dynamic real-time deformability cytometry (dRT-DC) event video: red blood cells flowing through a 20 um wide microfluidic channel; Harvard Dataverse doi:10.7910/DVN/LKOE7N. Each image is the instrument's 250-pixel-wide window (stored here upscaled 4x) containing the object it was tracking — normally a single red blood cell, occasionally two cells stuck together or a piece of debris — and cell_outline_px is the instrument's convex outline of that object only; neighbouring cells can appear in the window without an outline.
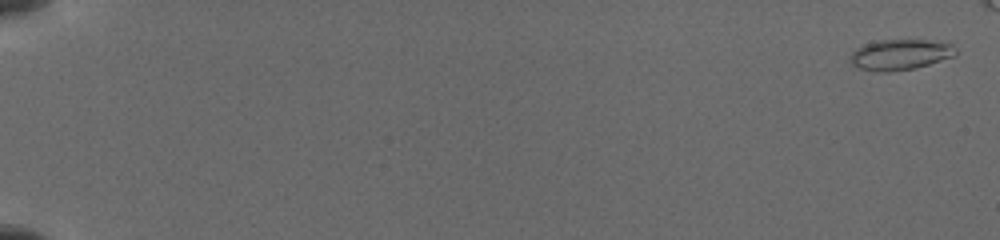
{"species": "common noctule bat (a hibernating species)", "species_latin": "Nyctalus noctula", "temperature_condition": "cold", "stored_images_in_passage": 40, "camera_frame_rate_fps": 3000, "um_per_image_px": 0.085, "animal": {"sex": "female", "body_mass_g": 19.5, "forearm_length_mm": 54.1}, "frame": {"image": 1, "passage_image": 1, "time_ms": 0.0, "image_size_px": [1000, 240], "cell_outline_px": [[956, 56], [916, 68], [888, 72], [880, 72], [860, 68], [852, 64], [848, 60], [852, 52], [856, 48], [864, 44], [880, 40], [948, 40], [956, 48]], "centroid_in_image_um": [76.57, 4.63], "position_along_channel_um": 8.4, "area_um2": 19.19}}